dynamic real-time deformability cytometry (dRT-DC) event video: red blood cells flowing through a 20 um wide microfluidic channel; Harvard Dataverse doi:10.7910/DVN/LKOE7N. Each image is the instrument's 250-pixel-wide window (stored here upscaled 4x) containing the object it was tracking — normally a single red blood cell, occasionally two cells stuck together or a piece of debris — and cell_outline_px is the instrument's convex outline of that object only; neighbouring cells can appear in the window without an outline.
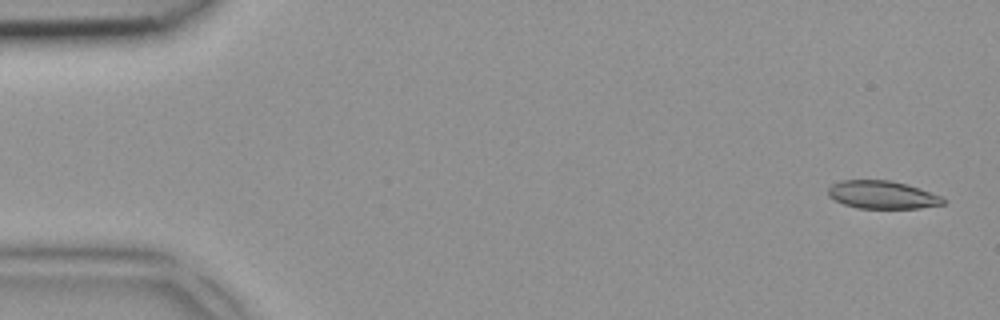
{"species": "common noctule bat (a hibernating species)", "species_latin": "Nyctalus noctula", "temperature_condition": "room temperature", "stored_images_in_passage": 5, "segment_of_instrument_passage": [1, 2], "camera_frame_rate_fps": 3000, "um_per_image_px": 0.085, "animal": {"sex": "female", "body_mass_g": 18.4}, "frame": {"image": 1, "passage_image": 1, "time_ms": 0.0, "image_size_px": [1000, 320], "cell_outline_px": [[944, 204], [920, 208], [856, 208], [844, 204], [828, 196], [828, 188], [832, 184], [840, 180], [892, 180], [908, 184], [920, 188], [940, 196], [944, 200]], "centroid_in_image_um": [74.98, 16.55], "position_along_channel_um": 10.0, "area_um2": 18.73}}
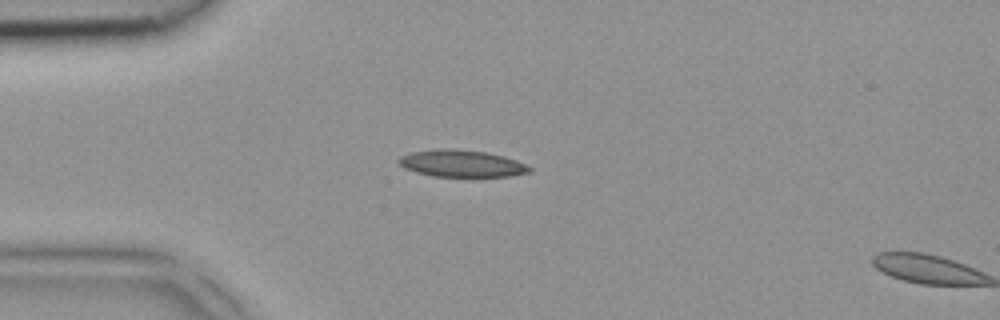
{"frame": {"image": 2, "passage_image": 4, "time_ms": 1.0, "image_size_px": [1000, 320], "cell_outline_px": [[532, 172], [512, 176], [432, 176], [416, 172], [404, 168], [396, 160], [400, 156], [412, 152], [436, 148], [448, 148], [484, 152], [504, 156], [516, 160], [532, 168]], "centroid_in_image_um": [39.22, 13.89], "position_along_channel_um": 45.8, "area_um2": 20.52}}